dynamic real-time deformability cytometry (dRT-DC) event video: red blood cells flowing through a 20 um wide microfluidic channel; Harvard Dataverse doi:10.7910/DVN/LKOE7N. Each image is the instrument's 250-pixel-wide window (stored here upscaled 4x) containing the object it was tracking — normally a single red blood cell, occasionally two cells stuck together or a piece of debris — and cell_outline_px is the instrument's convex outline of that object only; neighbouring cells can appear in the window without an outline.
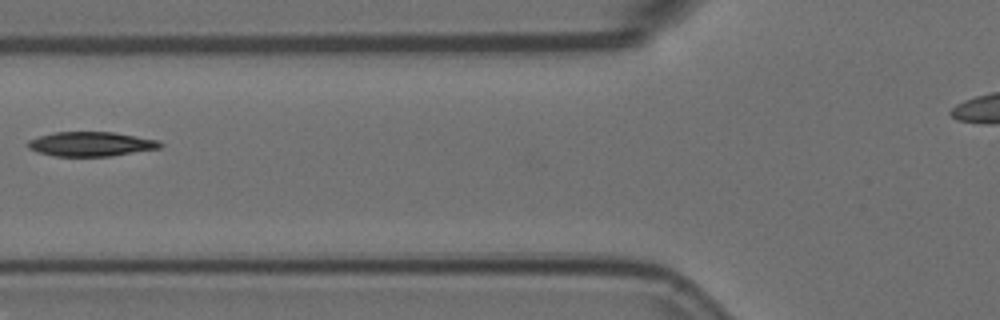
{"species": "Egyptian fruit bat (a non-hibernating species)", "species_latin": "Rousettus aegyptiacus", "temperature_condition": "room temperature", "stored_images_in_passage": 8, "camera_frame_rate_fps": 3000, "um_per_image_px": 0.085, "animal": {"sex": "female"}, "frame": {"image": 1, "passage_image": 7, "time_ms": 2.0, "image_size_px": [1000, 320], "cell_outline_px": [[164, 144], [160, 148], [112, 156], [56, 156], [36, 152], [28, 148], [28, 140], [40, 136], [56, 132], [112, 132], [160, 140]], "centroid_in_image_um": [7.76, 12.24], "position_along_channel_um": 118.0, "area_um2": 18.84}}
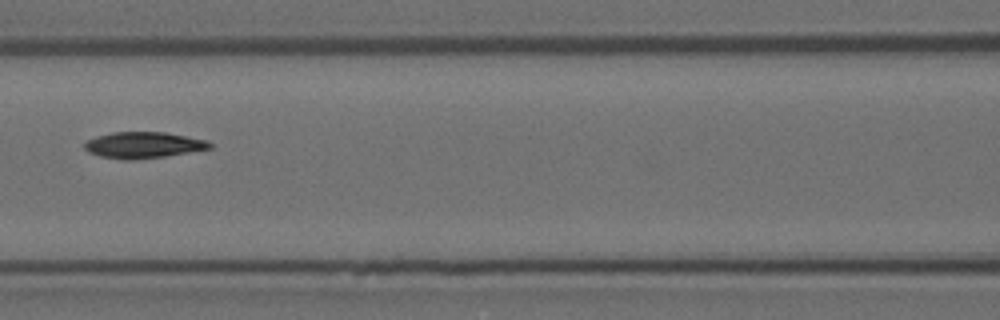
{"frame": {"image": 2, "passage_image": 8, "time_ms": 2.333, "image_size_px": [1000, 320], "cell_outline_px": [[212, 148], [164, 156], [132, 160], [124, 160], [100, 156], [88, 152], [84, 148], [84, 144], [88, 140], [96, 136], [112, 132], [164, 132], [208, 140], [212, 144]], "centroid_in_image_um": [12.17, 12.33], "position_along_channel_um": 154.4, "area_um2": 19.07}}